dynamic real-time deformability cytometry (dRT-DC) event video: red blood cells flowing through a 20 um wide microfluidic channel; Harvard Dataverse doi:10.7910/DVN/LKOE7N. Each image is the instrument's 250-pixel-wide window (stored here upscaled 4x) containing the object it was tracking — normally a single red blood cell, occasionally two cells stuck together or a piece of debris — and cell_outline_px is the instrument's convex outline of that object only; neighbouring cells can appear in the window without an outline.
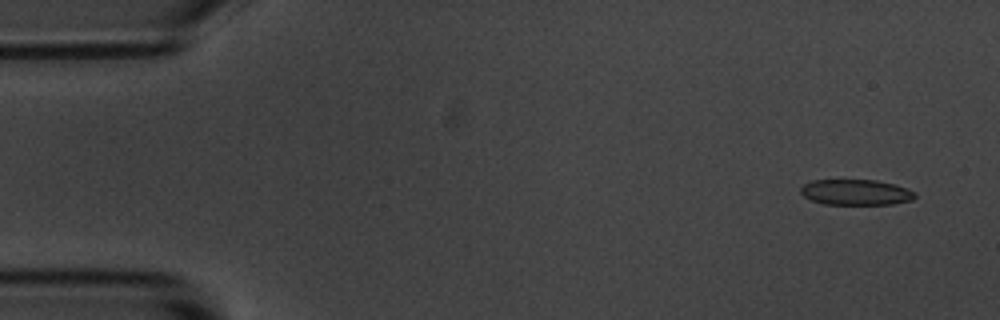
{"species": "common noctule bat (a hibernating species)", "species_latin": "Nyctalus noctula", "temperature_condition": "room temperature", "stored_images_in_passage": 5, "camera_frame_rate_fps": 3000, "um_per_image_px": 0.085, "animal": {"sex": "male", "body_mass_g": 20.1, "forearm_length_mm": 53.5}, "frame": {"image": 1, "passage_image": 1, "time_ms": 0.0, "image_size_px": [1000, 320], "cell_outline_px": [[916, 196], [912, 200], [892, 204], [824, 204], [812, 200], [804, 196], [800, 192], [800, 188], [804, 184], [812, 180], [876, 180], [896, 184], [908, 188], [916, 192]], "centroid_in_image_um": [72.78, 16.33], "position_along_channel_um": 12.2, "area_um2": 17.17}}
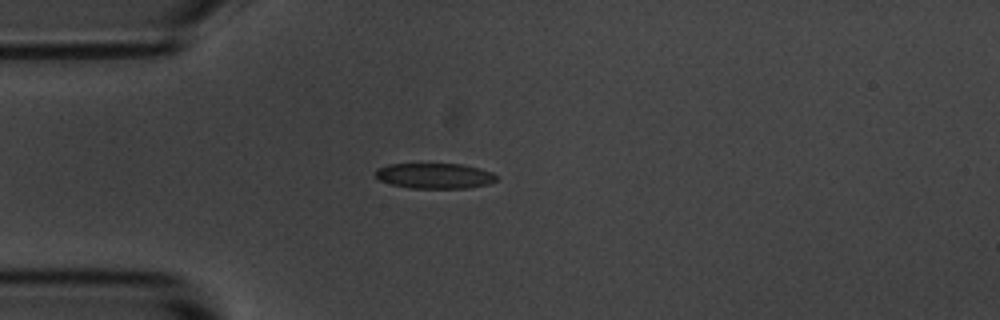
{"frame": {"image": 2, "passage_image": 4, "time_ms": 3.667, "image_size_px": [1000, 320], "cell_outline_px": [[496, 180], [488, 184], [468, 188], [408, 188], [392, 184], [380, 180], [376, 176], [376, 168], [388, 164], [464, 164], [480, 168], [492, 172], [496, 176]], "centroid_in_image_um": [36.95, 14.94], "position_along_channel_um": 48.0, "area_um2": 17.92}}